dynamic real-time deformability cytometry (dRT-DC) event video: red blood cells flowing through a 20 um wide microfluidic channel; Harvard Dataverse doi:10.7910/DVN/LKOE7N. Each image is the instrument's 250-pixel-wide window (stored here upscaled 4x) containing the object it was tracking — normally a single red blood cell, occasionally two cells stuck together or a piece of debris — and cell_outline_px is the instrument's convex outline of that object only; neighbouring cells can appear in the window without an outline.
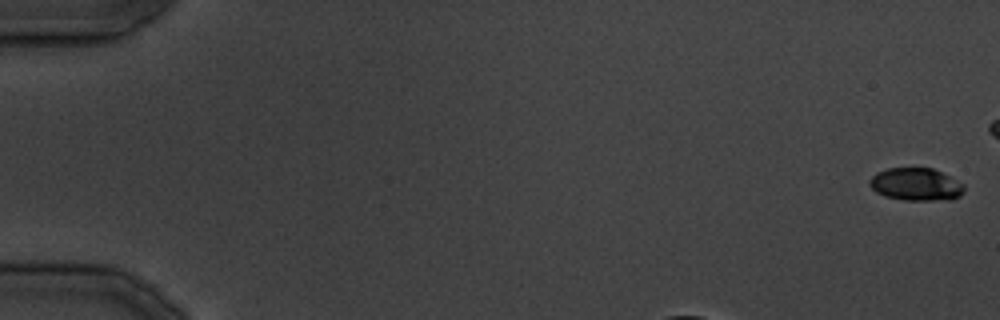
{"species": "common noctule bat (a hibernating species)", "species_latin": "Nyctalus noctula", "temperature_condition": "cold", "stored_images_in_passage": 34, "camera_frame_rate_fps": 3000, "um_per_image_px": 0.085, "animal": {"sex": "male", "body_mass_g": 19.5, "forearm_length_mm": 54.6}, "frame": {"image": 1, "passage_image": 1, "time_ms": 0.0, "image_size_px": [1000, 320], "cell_outline_px": [[964, 192], [960, 196], [952, 200], [904, 200], [884, 196], [876, 192], [868, 184], [868, 180], [876, 172], [888, 168], [932, 168], [964, 184]], "centroid_in_image_um": [77.84, 15.68], "position_along_channel_um": 7.2, "area_um2": 18.09}}